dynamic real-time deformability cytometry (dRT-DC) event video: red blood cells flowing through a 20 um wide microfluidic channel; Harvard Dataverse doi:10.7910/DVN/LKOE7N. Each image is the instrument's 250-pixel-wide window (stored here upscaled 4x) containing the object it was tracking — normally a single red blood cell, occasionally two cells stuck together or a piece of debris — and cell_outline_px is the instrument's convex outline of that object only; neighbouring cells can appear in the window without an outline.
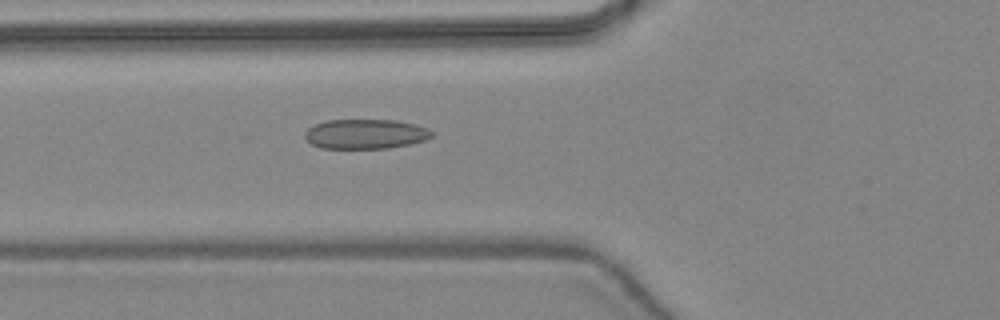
{"species": "common noctule bat (a hibernating species)", "species_latin": "Nyctalus noctula", "temperature_condition": "warm", "stored_images_in_passage": 47, "camera_frame_rate_fps": 3000, "um_per_image_px": 0.085, "animal": {"sex": "female", "body_mass_g": 24.6, "forearm_length_mm": 56.2}, "frame": {"image": 1, "passage_image": 18, "time_ms": 5.667, "image_size_px": [1000, 320], "cell_outline_px": [[432, 136], [424, 140], [408, 144], [388, 148], [320, 148], [312, 144], [304, 136], [304, 132], [308, 128], [316, 124], [328, 120], [392, 120], [416, 124], [428, 128], [432, 132]], "centroid_in_image_um": [31.05, 11.39], "position_along_channel_um": 94.7, "area_um2": 21.79}}
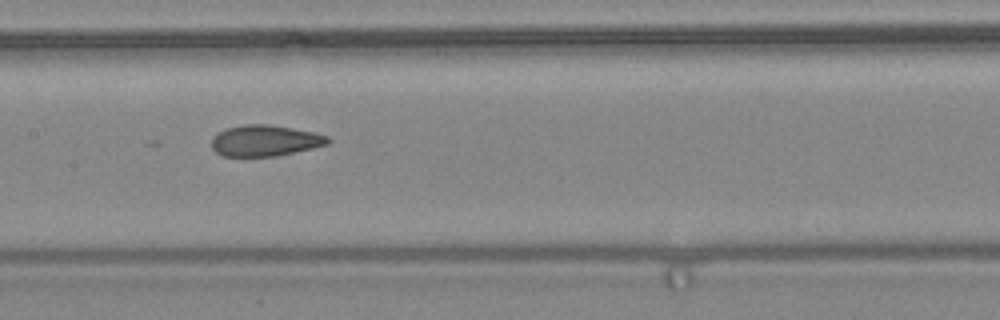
{"frame": {"image": 2, "passage_image": 24, "time_ms": 7.667, "image_size_px": [1000, 320], "cell_outline_px": [[332, 140], [328, 144], [312, 148], [276, 156], [220, 156], [212, 148], [212, 140], [216, 132], [228, 128], [244, 124], [264, 124], [292, 128], [316, 132], [328, 136]], "centroid_in_image_um": [22.53, 11.95], "position_along_channel_um": 184.9, "area_um2": 21.1}}
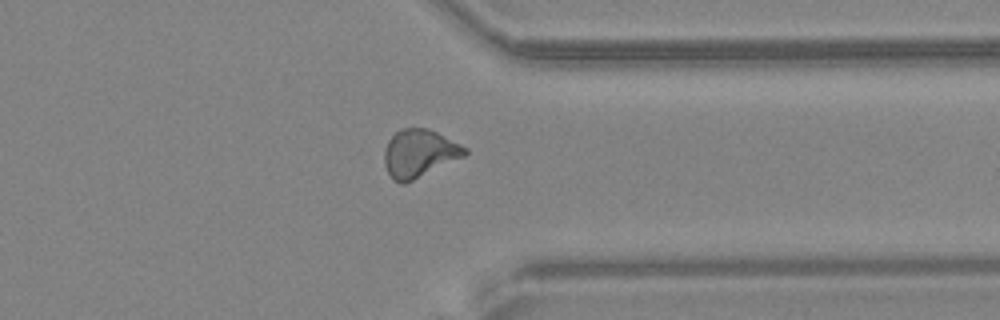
{"frame": {"image": 3, "passage_image": 37, "time_ms": 12.0, "image_size_px": [1000, 320], "cell_outline_px": [[468, 152], [464, 156], [404, 184], [400, 184], [392, 180], [384, 164], [384, 152], [388, 140], [400, 128], [428, 128], [468, 148]], "centroid_in_image_um": [35.61, 13.04], "position_along_channel_um": 375.8, "area_um2": 22.31}, "authors_computed_cell_mechanics": {"area_um2": 22.0218, "velocity_mm_per_s": 4.4608, "shape_relaxation_time_tau1_ms": null, "shape_relaxation_time_tau2_ms": 1.5066, "deformation_change_tau1": null, "deformation_change_tau2": 0.087}}